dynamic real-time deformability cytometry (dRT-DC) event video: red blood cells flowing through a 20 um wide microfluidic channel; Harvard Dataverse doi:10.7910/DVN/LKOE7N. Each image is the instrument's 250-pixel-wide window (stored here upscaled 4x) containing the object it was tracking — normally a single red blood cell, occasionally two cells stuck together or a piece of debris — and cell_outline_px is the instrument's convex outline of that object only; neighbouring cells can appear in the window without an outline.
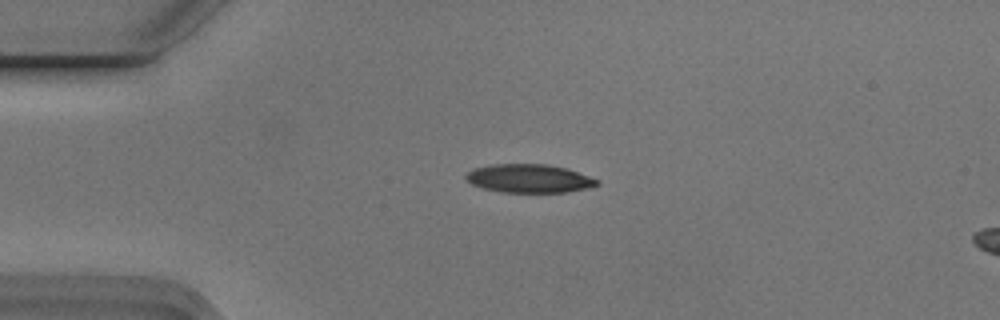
{"species": "Egyptian fruit bat (a non-hibernating species)", "species_latin": "Rousettus aegyptiacus", "temperature_condition": "cold", "stored_images_in_passage": 4, "camera_frame_rate_fps": 3000, "um_per_image_px": 0.085, "animal": {"sex": "male"}, "frame": {"image": 1, "passage_image": 2, "time_ms": 0.333, "image_size_px": [1000, 320], "cell_outline_px": [[600, 184], [588, 188], [568, 192], [500, 192], [484, 188], [472, 184], [464, 176], [472, 168], [488, 164], [548, 164], [568, 168], [600, 180]], "centroid_in_image_um": [45.0, 15.16], "position_along_channel_um": 40.0, "area_um2": 21.96}}
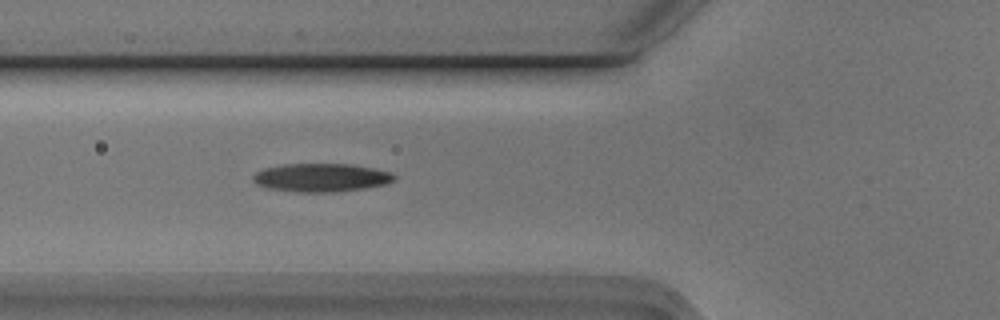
{"frame": {"image": 2, "passage_image": 4, "time_ms": 1.0, "image_size_px": [1000, 320], "cell_outline_px": [[396, 176], [392, 180], [384, 184], [364, 188], [332, 192], [296, 192], [268, 188], [256, 184], [252, 180], [252, 176], [256, 172], [264, 168], [284, 164], [352, 164], [392, 172]], "centroid_in_image_um": [27.26, 15.09], "position_along_channel_um": 98.5, "area_um2": 23.24}}